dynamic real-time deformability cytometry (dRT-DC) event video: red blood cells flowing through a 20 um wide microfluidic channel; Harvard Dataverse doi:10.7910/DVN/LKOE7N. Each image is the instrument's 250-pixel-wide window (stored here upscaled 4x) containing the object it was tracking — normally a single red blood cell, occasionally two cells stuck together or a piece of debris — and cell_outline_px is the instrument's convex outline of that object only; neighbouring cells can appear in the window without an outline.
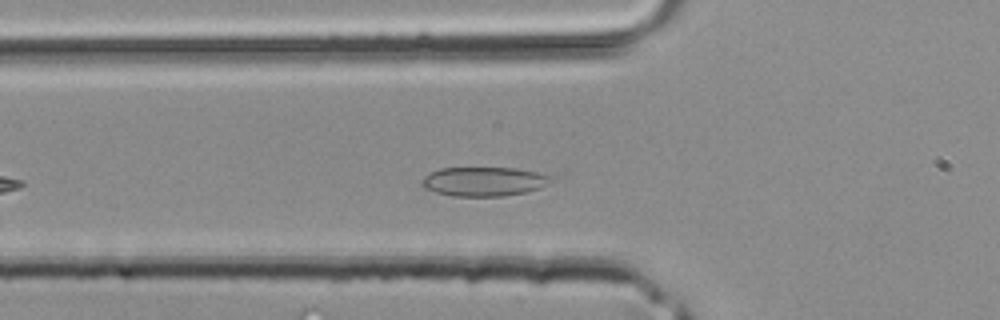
{"species": "common noctule bat (a hibernating species)", "species_latin": "Nyctalus noctula", "temperature_condition": "room temperature", "stored_images_in_passage": 30, "camera_frame_rate_fps": 3000, "um_per_image_px": 0.085, "animal": {"sex": "male", "body_mass_g": 20.4}, "frame": {"image": 1, "passage_image": 5, "time_ms": 1.333, "image_size_px": [1000, 320], "cell_outline_px": [[556, 176], [552, 180], [540, 188], [524, 192], [504, 196], [452, 196], [436, 192], [424, 188], [420, 184], [420, 180], [424, 176], [440, 168], [516, 168]], "centroid_in_image_um": [41.13, 15.42], "position_along_channel_um": 84.7, "area_um2": 22.02}}
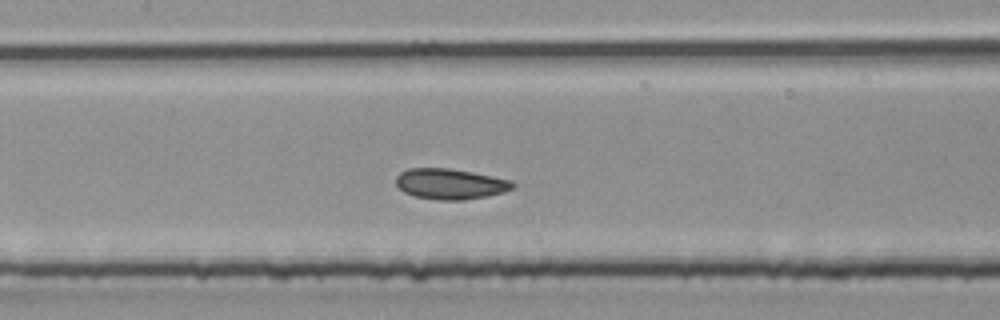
{"frame": {"image": 2, "passage_image": 10, "time_ms": 3.0, "image_size_px": [1000, 320], "cell_outline_px": [[516, 184], [512, 188], [504, 192], [488, 196], [460, 200], [440, 200], [416, 196], [404, 192], [396, 184], [396, 176], [400, 172], [408, 168], [448, 168], [472, 172], [512, 180]], "centroid_in_image_um": [38.28, 15.62], "position_along_channel_um": 169.1, "area_um2": 20.75}}
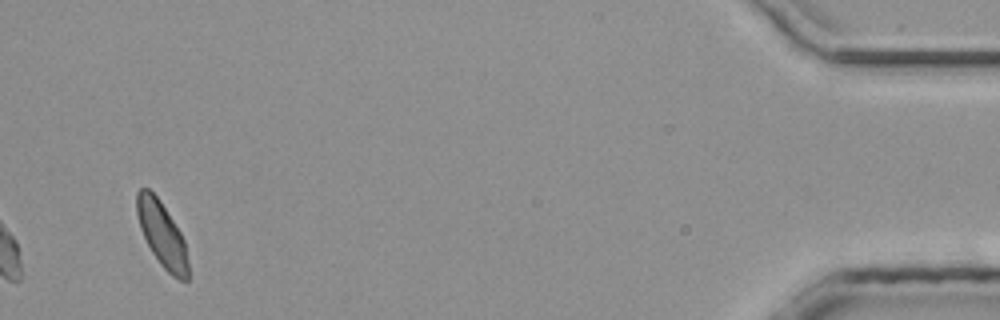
{"frame": {"image": 3, "passage_image": 30, "time_ms": 9.667, "image_size_px": [1000, 320], "cell_outline_px": [[188, 280], [180, 280], [172, 276], [160, 264], [152, 252], [140, 228], [136, 212], [136, 192], [140, 188], [148, 188], [160, 200], [180, 232], [184, 240], [188, 260]], "centroid_in_image_um": [13.76, 19.91], "position_along_channel_um": 421.4, "area_um2": 19.31}}